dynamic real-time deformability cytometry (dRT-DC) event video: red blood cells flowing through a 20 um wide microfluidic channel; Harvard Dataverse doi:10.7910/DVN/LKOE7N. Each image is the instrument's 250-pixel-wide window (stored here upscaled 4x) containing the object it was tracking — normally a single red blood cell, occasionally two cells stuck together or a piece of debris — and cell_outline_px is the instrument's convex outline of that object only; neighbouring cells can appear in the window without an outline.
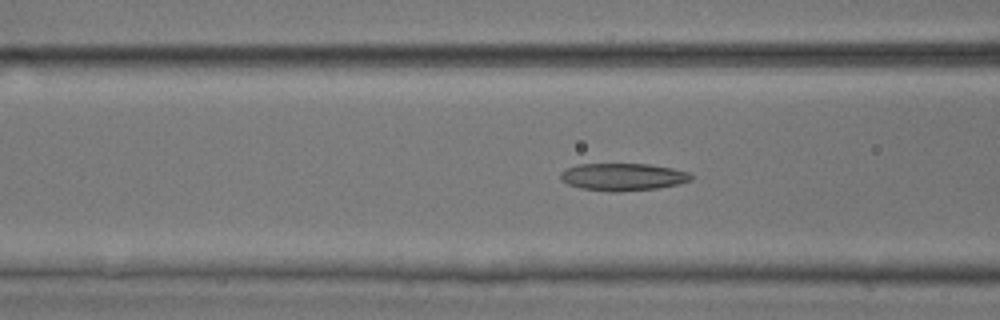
{"species": "common noctule bat (a hibernating species)", "species_latin": "Nyctalus noctula", "temperature_condition": "room temperature", "stored_images_in_passage": 47, "camera_frame_rate_fps": 3000, "um_per_image_px": 0.085, "animal": {"sex": "male", "body_mass_g": 17.9, "forearm_length_mm": 54.2}, "frame": {"image": 1, "passage_image": 16, "time_ms": 5.0, "image_size_px": [1000, 320], "cell_outline_px": [[692, 180], [676, 184], [656, 188], [620, 192], [612, 192], [580, 188], [568, 184], [560, 180], [560, 172], [564, 168], [580, 164], [648, 164], [672, 168], [688, 172], [692, 176]], "centroid_in_image_um": [52.89, 15.03], "position_along_channel_um": 113.7, "area_um2": 20.87}}
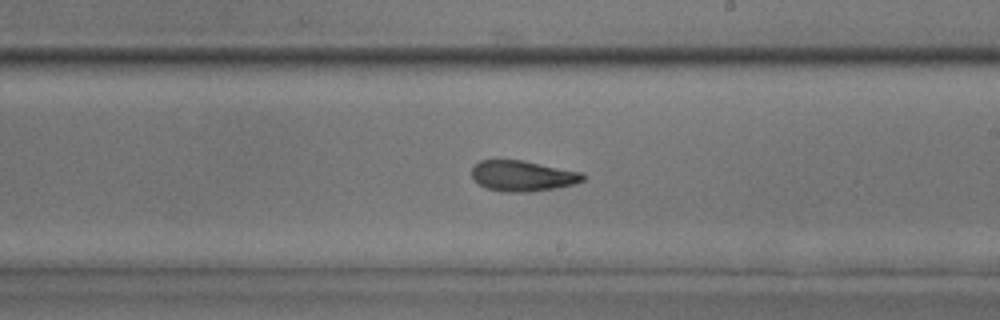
{"frame": {"image": 2, "passage_image": 26, "time_ms": 8.333, "image_size_px": [1000, 320], "cell_outline_px": [[588, 176], [584, 180], [572, 184], [552, 188], [528, 192], [500, 192], [488, 188], [480, 184], [472, 176], [472, 168], [480, 160], [524, 160], [584, 172]], "centroid_in_image_um": [44.47, 14.94], "position_along_channel_um": 244.5, "area_um2": 19.88}}
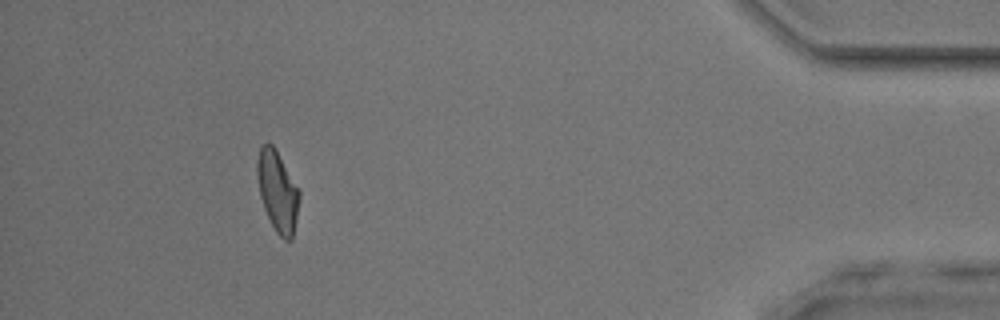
{"frame": {"image": 3, "passage_image": 43, "time_ms": 14.0, "image_size_px": [1000, 320], "cell_outline_px": [[300, 196], [292, 240], [284, 240], [276, 232], [264, 208], [260, 196], [256, 176], [256, 160], [260, 144], [268, 140], [276, 148], [300, 188]], "centroid_in_image_um": [23.58, 16.16], "position_along_channel_um": 411.6, "area_um2": 20.35}, "authors_computed_cell_mechanics": {"area_um2": 20.1722, "velocity_mm_per_s": 3.9497, "shape_relaxation_time_tau1_ms": 5.2438, "shape_relaxation_time_tau2_ms": 2.119, "deformation_change_tau1": 0.1961, "deformation_change_tau2": 0.1027}}